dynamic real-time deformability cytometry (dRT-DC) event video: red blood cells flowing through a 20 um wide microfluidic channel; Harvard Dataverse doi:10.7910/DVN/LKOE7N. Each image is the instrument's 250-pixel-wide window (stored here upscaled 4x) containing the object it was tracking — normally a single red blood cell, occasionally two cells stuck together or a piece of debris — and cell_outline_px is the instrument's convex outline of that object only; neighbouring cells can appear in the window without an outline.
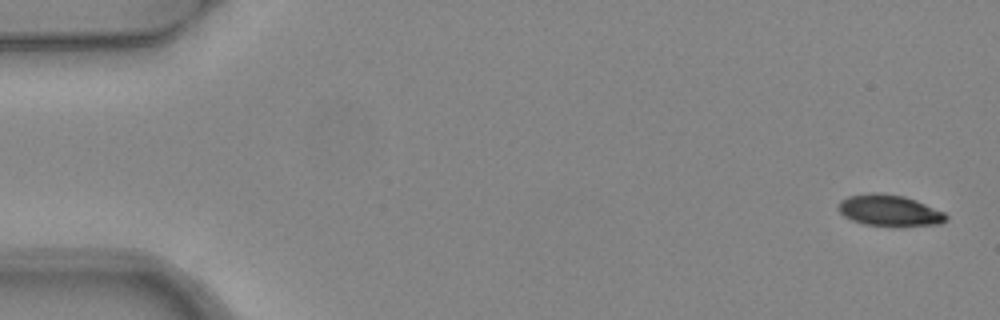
{"species": "common noctule bat (a hibernating species)", "species_latin": "Nyctalus noctula", "temperature_condition": "warm", "stored_images_in_passage": 6, "segment_of_instrument_passage": [1, 2], "camera_frame_rate_fps": 3000, "um_per_image_px": 0.085, "animal": {"sex": "female", "body_mass_g": 24.6, "forearm_length_mm": 56.2}, "frame": {"image": 1, "passage_image": 1, "time_ms": 0.0, "image_size_px": [1000, 320], "cell_outline_px": [[948, 220], [940, 224], [900, 228], [864, 224], [852, 220], [844, 216], [836, 208], [840, 200], [848, 196], [872, 192], [876, 192], [904, 196], [916, 200], [944, 212], [948, 216]], "centroid_in_image_um": [75.62, 17.92], "position_along_channel_um": 9.4, "area_um2": 20.23}}
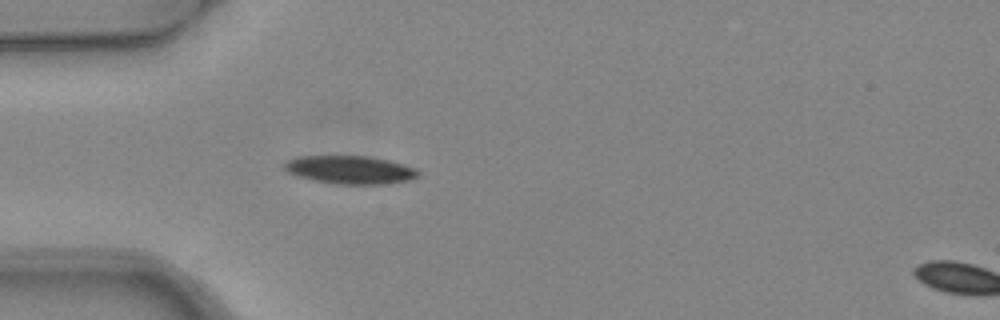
{"frame": {"image": 2, "passage_image": 5, "time_ms": 1.333, "image_size_px": [1000, 320], "cell_outline_px": [[420, 172], [416, 176], [408, 180], [380, 184], [336, 184], [312, 180], [296, 176], [288, 172], [284, 168], [284, 164], [288, 160], [296, 156], [368, 156], [388, 160], [404, 164]], "centroid_in_image_um": [29.69, 14.43], "position_along_channel_um": 55.3, "area_um2": 21.79}}